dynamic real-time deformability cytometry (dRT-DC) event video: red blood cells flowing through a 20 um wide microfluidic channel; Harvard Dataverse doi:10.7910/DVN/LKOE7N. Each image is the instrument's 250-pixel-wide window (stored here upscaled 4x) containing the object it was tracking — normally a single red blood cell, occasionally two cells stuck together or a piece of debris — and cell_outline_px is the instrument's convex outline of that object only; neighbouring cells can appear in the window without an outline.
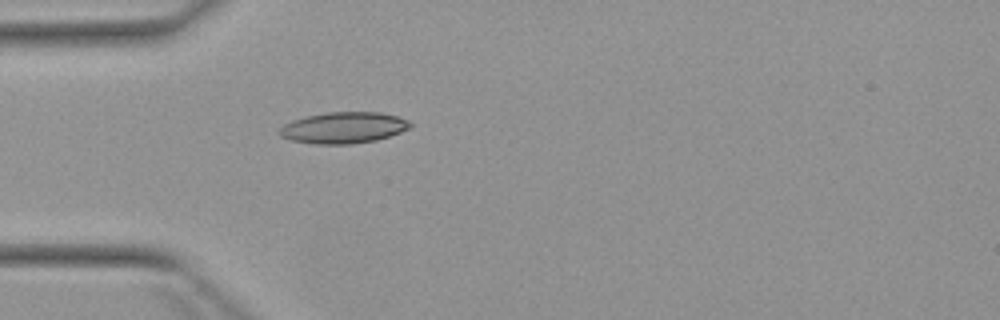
{"species": "Egyptian fruit bat (a non-hibernating species)", "species_latin": "Rousettus aegyptiacus", "temperature_condition": "warm", "stored_images_in_passage": 1, "camera_frame_rate_fps": 3000, "um_per_image_px": 0.085, "animal": {"sex": "female"}, "frame": {"image": 1, "passage_image": 1, "time_ms": 0.0, "image_size_px": [1000, 320], "cell_outline_px": [[412, 124], [408, 128], [400, 132], [376, 140], [352, 144], [316, 144], [292, 140], [280, 136], [276, 132], [284, 124], [292, 120], [308, 116], [328, 112], [380, 112], [396, 116], [408, 120]], "centroid_in_image_um": [29.17, 10.85], "position_along_channel_um": 55.8, "area_um2": 23.7}}